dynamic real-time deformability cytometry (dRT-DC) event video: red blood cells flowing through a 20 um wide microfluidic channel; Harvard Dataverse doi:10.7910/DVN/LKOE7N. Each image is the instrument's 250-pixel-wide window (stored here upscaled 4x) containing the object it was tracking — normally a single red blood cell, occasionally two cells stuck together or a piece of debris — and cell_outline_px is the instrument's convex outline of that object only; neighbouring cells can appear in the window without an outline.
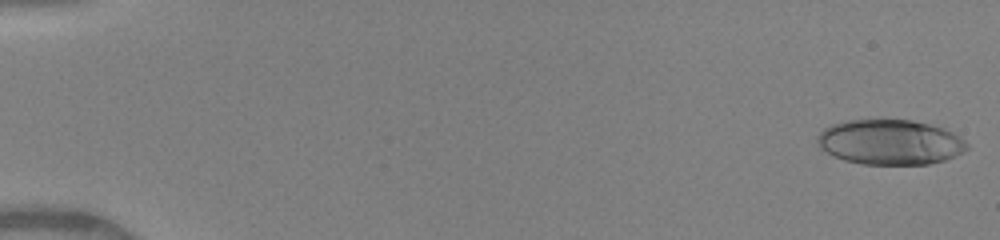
{"species": "human", "species_latin": "Homo sapiens", "temperature_condition": "warm", "stored_images_in_passage": 49, "camera_frame_rate_fps": 3000, "um_per_image_px": 0.085, "donor": {"sex": "female"}, "frame": {"image": 1, "passage_image": 1, "time_ms": 0.0, "image_size_px": [1000, 240], "cell_outline_px": [[968, 148], [956, 156], [944, 160], [928, 164], [864, 164], [844, 160], [820, 148], [816, 140], [816, 136], [824, 128], [832, 124], [848, 120], [912, 120], [944, 128], [952, 132], [964, 140], [968, 144]], "centroid_in_image_um": [75.65, 12.08], "position_along_channel_um": 9.3, "area_um2": 39.13}}
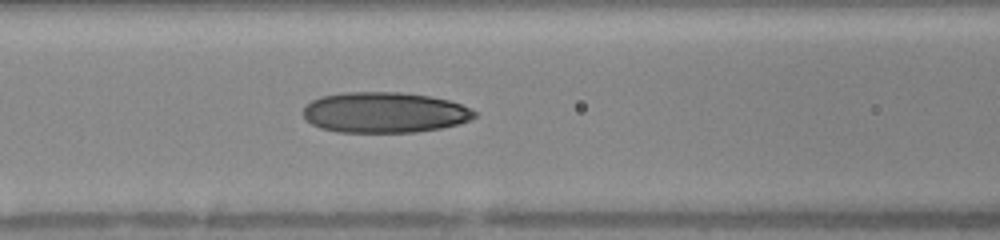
{"frame": {"image": 2, "passage_image": 22, "time_ms": 7.0, "image_size_px": [1000, 240], "cell_outline_px": [[476, 116], [468, 120], [456, 124], [440, 128], [416, 132], [336, 132], [320, 128], [312, 124], [304, 116], [304, 108], [312, 100], [320, 96], [344, 92], [400, 92], [432, 96], [448, 100], [460, 104], [476, 112]], "centroid_in_image_um": [32.66, 9.55], "position_along_channel_um": 133.9, "area_um2": 40.46}}
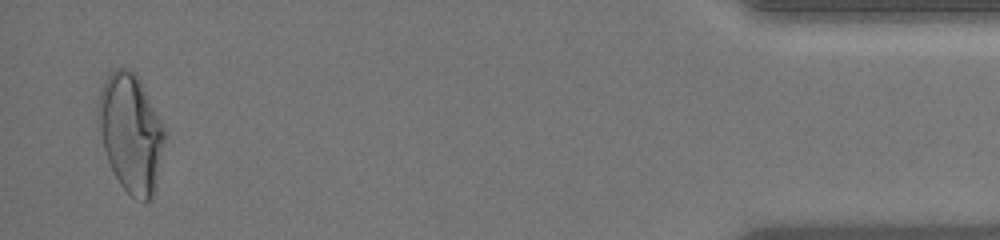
{"frame": {"image": 3, "passage_image": 48, "time_ms": 15.667, "image_size_px": [1000, 240], "cell_outline_px": [[164, 140], [156, 188], [152, 200], [144, 204], [132, 196], [120, 184], [108, 160], [104, 148], [100, 132], [96, 112], [96, 104], [100, 92], [108, 76], [116, 68], [128, 68], [136, 72], [164, 128]], "centroid_in_image_um": [11.11, 11.32], "position_along_channel_um": 424.1, "area_um2": 45.49}, "authors_computed_cell_mechanics": {"area_um2": 39.7664, "velocity_mm_per_s": 4.1453, "shape_relaxation_time_tau1_ms": 9.3231, "shape_relaxation_time_tau2_ms": 1.6249, "deformation_change_tau1": 0.2971, "deformation_change_tau2": 0.0855}}